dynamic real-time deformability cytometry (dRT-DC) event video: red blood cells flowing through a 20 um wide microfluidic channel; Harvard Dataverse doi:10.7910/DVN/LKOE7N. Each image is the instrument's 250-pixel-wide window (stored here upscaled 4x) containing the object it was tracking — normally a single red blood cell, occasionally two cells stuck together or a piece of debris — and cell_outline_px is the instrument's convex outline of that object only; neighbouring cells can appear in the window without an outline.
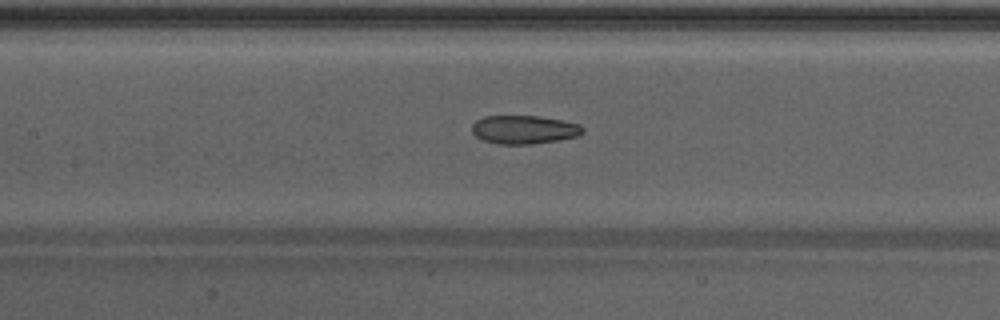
{"species": "Egyptian fruit bat (a non-hibernating species)", "species_latin": "Rousettus aegyptiacus", "temperature_condition": "warm", "stored_images_in_passage": 47, "camera_frame_rate_fps": 3000, "um_per_image_px": 0.085, "animal": {"sex": "male"}, "frame": {"image": 1, "passage_image": 22, "time_ms": 7.0, "image_size_px": [1000, 320], "cell_outline_px": [[584, 132], [576, 136], [556, 140], [532, 144], [500, 144], [484, 140], [476, 136], [472, 132], [472, 124], [476, 120], [484, 116], [536, 116], [560, 120], [580, 124], [584, 128]], "centroid_in_image_um": [44.53, 11.01], "position_along_channel_um": 162.9, "area_um2": 18.21}}
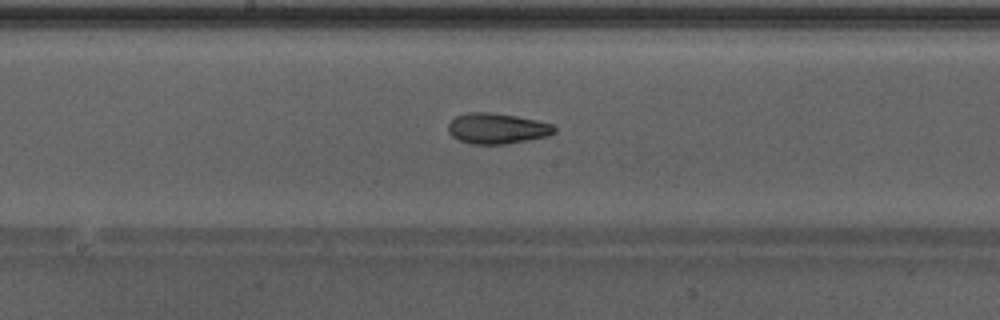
{"frame": {"image": 2, "passage_image": 25, "time_ms": 8.0, "image_size_px": [1000, 320], "cell_outline_px": [[556, 132], [548, 136], [504, 144], [472, 144], [460, 140], [452, 136], [448, 132], [448, 124], [456, 116], [468, 112], [488, 112], [516, 116], [536, 120], [552, 124], [556, 128]], "centroid_in_image_um": [42.24, 10.92], "position_along_channel_um": 206.0, "area_um2": 18.84}}
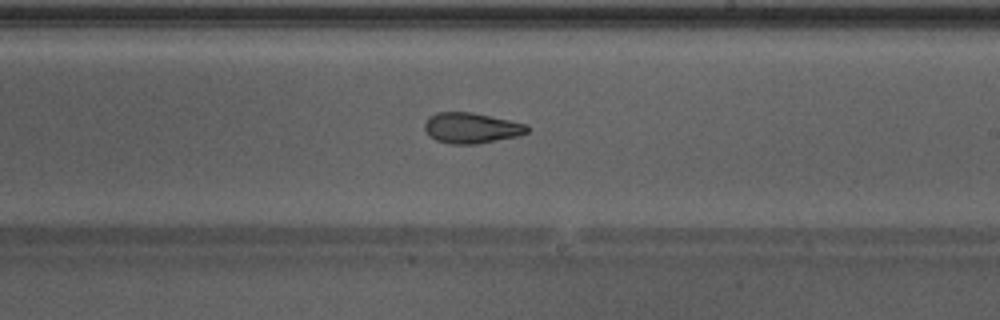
{"frame": {"image": 3, "passage_image": 28, "time_ms": 9.0, "image_size_px": [1000, 320], "cell_outline_px": [[528, 132], [516, 136], [476, 144], [452, 144], [436, 140], [424, 128], [424, 124], [428, 116], [436, 112], [472, 112], [528, 124]], "centroid_in_image_um": [40.06, 10.86], "position_along_channel_um": 248.9, "area_um2": 18.15}, "authors_computed_cell_mechanics": {"area_um2": 19.941, "velocity_mm_per_s": 4.3215, "shape_relaxation_time_tau1_ms": null, "shape_relaxation_time_tau2_ms": 2.9353, "deformation_change_tau1": null, "deformation_change_tau2": 0.1042}}